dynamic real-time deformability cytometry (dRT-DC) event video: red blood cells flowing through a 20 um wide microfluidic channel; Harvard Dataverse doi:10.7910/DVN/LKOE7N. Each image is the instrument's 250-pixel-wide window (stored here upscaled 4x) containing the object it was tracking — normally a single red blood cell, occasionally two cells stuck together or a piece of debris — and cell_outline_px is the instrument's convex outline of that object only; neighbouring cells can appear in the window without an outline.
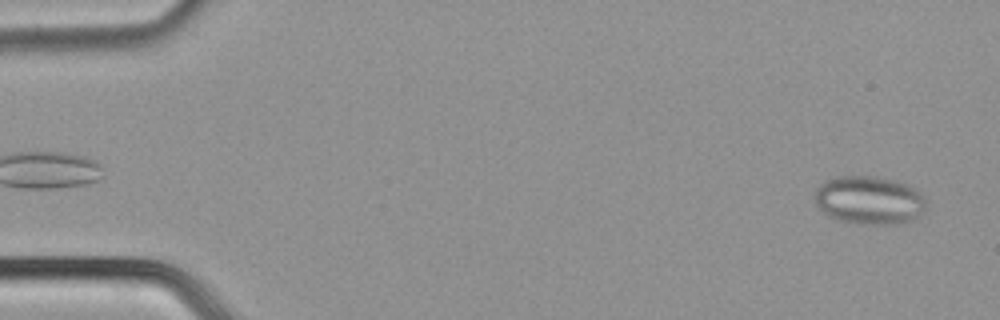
{"species": "common noctule bat (a hibernating species)", "species_latin": "Nyctalus noctula", "temperature_condition": "cold", "stored_images_in_passage": 50, "segment_of_instrument_passage": [1, 2], "camera_frame_rate_fps": 3000, "um_per_image_px": 0.085, "animal": {"sex": "male", "body_mass_g": 21.5, "forearm_length_mm": 52.0}, "frame": {"image": 1, "passage_image": 2, "time_ms": 0.333, "image_size_px": [1000, 320], "cell_outline_px": [[928, 200], [924, 212], [912, 220], [896, 224], [872, 224], [836, 220], [828, 216], [816, 204], [816, 188], [824, 180], [836, 176], [872, 176], [892, 180], [908, 184], [920, 192]], "centroid_in_image_um": [73.91, 17.01], "position_along_channel_um": 11.1, "area_um2": 31.5}}